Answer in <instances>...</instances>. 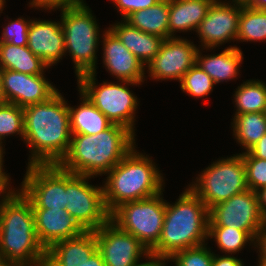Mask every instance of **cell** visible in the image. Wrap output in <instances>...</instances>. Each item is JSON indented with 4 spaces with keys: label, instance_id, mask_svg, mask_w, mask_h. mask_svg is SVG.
Listing matches in <instances>:
<instances>
[{
    "label": "cell",
    "instance_id": "6da1fadb",
    "mask_svg": "<svg viewBox=\"0 0 266 266\" xmlns=\"http://www.w3.org/2000/svg\"><path fill=\"white\" fill-rule=\"evenodd\" d=\"M24 110L23 143L29 148L28 165L59 164L71 142L68 100L58 90L47 101Z\"/></svg>",
    "mask_w": 266,
    "mask_h": 266
},
{
    "label": "cell",
    "instance_id": "7a4b0ae2",
    "mask_svg": "<svg viewBox=\"0 0 266 266\" xmlns=\"http://www.w3.org/2000/svg\"><path fill=\"white\" fill-rule=\"evenodd\" d=\"M135 137L117 124L94 135L72 134L69 150L58 165L77 175L103 176L137 146Z\"/></svg>",
    "mask_w": 266,
    "mask_h": 266
},
{
    "label": "cell",
    "instance_id": "3957f363",
    "mask_svg": "<svg viewBox=\"0 0 266 266\" xmlns=\"http://www.w3.org/2000/svg\"><path fill=\"white\" fill-rule=\"evenodd\" d=\"M175 203L167 202L159 241L150 255L170 258L175 252L208 243L209 209L185 186Z\"/></svg>",
    "mask_w": 266,
    "mask_h": 266
},
{
    "label": "cell",
    "instance_id": "277c9868",
    "mask_svg": "<svg viewBox=\"0 0 266 266\" xmlns=\"http://www.w3.org/2000/svg\"><path fill=\"white\" fill-rule=\"evenodd\" d=\"M136 148L105 174L102 187L110 214L126 202L147 199L165 191V177L155 160Z\"/></svg>",
    "mask_w": 266,
    "mask_h": 266
},
{
    "label": "cell",
    "instance_id": "5b68a950",
    "mask_svg": "<svg viewBox=\"0 0 266 266\" xmlns=\"http://www.w3.org/2000/svg\"><path fill=\"white\" fill-rule=\"evenodd\" d=\"M0 259L45 265L46 250L35 233L33 207L20 190L0 204Z\"/></svg>",
    "mask_w": 266,
    "mask_h": 266
},
{
    "label": "cell",
    "instance_id": "8992f818",
    "mask_svg": "<svg viewBox=\"0 0 266 266\" xmlns=\"http://www.w3.org/2000/svg\"><path fill=\"white\" fill-rule=\"evenodd\" d=\"M87 5L83 3L53 10L61 11L59 16L64 32L65 56L69 53L76 78L85 73L97 72L98 46L104 33L93 10Z\"/></svg>",
    "mask_w": 266,
    "mask_h": 266
},
{
    "label": "cell",
    "instance_id": "52a82bcc",
    "mask_svg": "<svg viewBox=\"0 0 266 266\" xmlns=\"http://www.w3.org/2000/svg\"><path fill=\"white\" fill-rule=\"evenodd\" d=\"M97 72H89L77 78V87L97 107L112 124L129 129L135 136L136 111L140 105L138 97L129 86H142L143 83L104 81L98 83ZM97 81V82H96ZM99 84V85H98ZM140 85V86H139Z\"/></svg>",
    "mask_w": 266,
    "mask_h": 266
},
{
    "label": "cell",
    "instance_id": "ba28073f",
    "mask_svg": "<svg viewBox=\"0 0 266 266\" xmlns=\"http://www.w3.org/2000/svg\"><path fill=\"white\" fill-rule=\"evenodd\" d=\"M196 176L188 186L208 209L248 190L241 153L218 158Z\"/></svg>",
    "mask_w": 266,
    "mask_h": 266
},
{
    "label": "cell",
    "instance_id": "9c48e42d",
    "mask_svg": "<svg viewBox=\"0 0 266 266\" xmlns=\"http://www.w3.org/2000/svg\"><path fill=\"white\" fill-rule=\"evenodd\" d=\"M163 196L161 192L147 199L126 202L110 214V220L150 250L159 241L163 227L166 209Z\"/></svg>",
    "mask_w": 266,
    "mask_h": 266
},
{
    "label": "cell",
    "instance_id": "30bf717a",
    "mask_svg": "<svg viewBox=\"0 0 266 266\" xmlns=\"http://www.w3.org/2000/svg\"><path fill=\"white\" fill-rule=\"evenodd\" d=\"M92 178L95 179L65 170V210L85 231L97 230L110 220V213L104 202L103 187L90 184Z\"/></svg>",
    "mask_w": 266,
    "mask_h": 266
},
{
    "label": "cell",
    "instance_id": "8fae6325",
    "mask_svg": "<svg viewBox=\"0 0 266 266\" xmlns=\"http://www.w3.org/2000/svg\"><path fill=\"white\" fill-rule=\"evenodd\" d=\"M19 190L33 209H64L67 206L65 170L58 164L28 165Z\"/></svg>",
    "mask_w": 266,
    "mask_h": 266
},
{
    "label": "cell",
    "instance_id": "7c38bea8",
    "mask_svg": "<svg viewBox=\"0 0 266 266\" xmlns=\"http://www.w3.org/2000/svg\"><path fill=\"white\" fill-rule=\"evenodd\" d=\"M266 225L256 192L248 189L209 209L208 226H227L247 231L254 239Z\"/></svg>",
    "mask_w": 266,
    "mask_h": 266
},
{
    "label": "cell",
    "instance_id": "4fadbf2b",
    "mask_svg": "<svg viewBox=\"0 0 266 266\" xmlns=\"http://www.w3.org/2000/svg\"><path fill=\"white\" fill-rule=\"evenodd\" d=\"M244 4L241 0H215L195 31L200 40L198 48H219L225 43H234Z\"/></svg>",
    "mask_w": 266,
    "mask_h": 266
},
{
    "label": "cell",
    "instance_id": "5bb4252c",
    "mask_svg": "<svg viewBox=\"0 0 266 266\" xmlns=\"http://www.w3.org/2000/svg\"><path fill=\"white\" fill-rule=\"evenodd\" d=\"M198 46L185 37L164 39L158 54L146 65L145 72L153 81L176 80L180 82L196 63Z\"/></svg>",
    "mask_w": 266,
    "mask_h": 266
},
{
    "label": "cell",
    "instance_id": "9a60e30c",
    "mask_svg": "<svg viewBox=\"0 0 266 266\" xmlns=\"http://www.w3.org/2000/svg\"><path fill=\"white\" fill-rule=\"evenodd\" d=\"M94 232L105 266H136L150 256L144 244L111 220Z\"/></svg>",
    "mask_w": 266,
    "mask_h": 266
},
{
    "label": "cell",
    "instance_id": "2e32d148",
    "mask_svg": "<svg viewBox=\"0 0 266 266\" xmlns=\"http://www.w3.org/2000/svg\"><path fill=\"white\" fill-rule=\"evenodd\" d=\"M45 76L46 74L28 75L13 70H2L5 101L22 108L47 101L59 89Z\"/></svg>",
    "mask_w": 266,
    "mask_h": 266
},
{
    "label": "cell",
    "instance_id": "e0dca14e",
    "mask_svg": "<svg viewBox=\"0 0 266 266\" xmlns=\"http://www.w3.org/2000/svg\"><path fill=\"white\" fill-rule=\"evenodd\" d=\"M101 44L102 63L105 70L119 81L144 83V64L132 54L108 28L104 29Z\"/></svg>",
    "mask_w": 266,
    "mask_h": 266
},
{
    "label": "cell",
    "instance_id": "ac0fdd59",
    "mask_svg": "<svg viewBox=\"0 0 266 266\" xmlns=\"http://www.w3.org/2000/svg\"><path fill=\"white\" fill-rule=\"evenodd\" d=\"M28 48L50 68L65 57L64 32L60 19H32L28 31Z\"/></svg>",
    "mask_w": 266,
    "mask_h": 266
},
{
    "label": "cell",
    "instance_id": "d6986e66",
    "mask_svg": "<svg viewBox=\"0 0 266 266\" xmlns=\"http://www.w3.org/2000/svg\"><path fill=\"white\" fill-rule=\"evenodd\" d=\"M33 211L35 233L45 250L58 241L74 238L85 231L64 209H33Z\"/></svg>",
    "mask_w": 266,
    "mask_h": 266
},
{
    "label": "cell",
    "instance_id": "ffe728a7",
    "mask_svg": "<svg viewBox=\"0 0 266 266\" xmlns=\"http://www.w3.org/2000/svg\"><path fill=\"white\" fill-rule=\"evenodd\" d=\"M203 50L211 52L215 51V48H199L196 54V63L213 79L215 85L231 80L233 82L241 76L240 69L244 54L236 44L229 45L222 52L216 54L205 55Z\"/></svg>",
    "mask_w": 266,
    "mask_h": 266
},
{
    "label": "cell",
    "instance_id": "44dd1931",
    "mask_svg": "<svg viewBox=\"0 0 266 266\" xmlns=\"http://www.w3.org/2000/svg\"><path fill=\"white\" fill-rule=\"evenodd\" d=\"M97 250L94 231H84L81 235L58 241L46 250L44 266H76Z\"/></svg>",
    "mask_w": 266,
    "mask_h": 266
},
{
    "label": "cell",
    "instance_id": "7402d4cb",
    "mask_svg": "<svg viewBox=\"0 0 266 266\" xmlns=\"http://www.w3.org/2000/svg\"><path fill=\"white\" fill-rule=\"evenodd\" d=\"M108 28L145 67L158 54L161 44L164 41L162 37L145 33L131 26L124 19L115 21Z\"/></svg>",
    "mask_w": 266,
    "mask_h": 266
},
{
    "label": "cell",
    "instance_id": "603a6c76",
    "mask_svg": "<svg viewBox=\"0 0 266 266\" xmlns=\"http://www.w3.org/2000/svg\"><path fill=\"white\" fill-rule=\"evenodd\" d=\"M215 0H175L169 2V38L182 37L176 33L194 32L207 16Z\"/></svg>",
    "mask_w": 266,
    "mask_h": 266
},
{
    "label": "cell",
    "instance_id": "cb8c5ba5",
    "mask_svg": "<svg viewBox=\"0 0 266 266\" xmlns=\"http://www.w3.org/2000/svg\"><path fill=\"white\" fill-rule=\"evenodd\" d=\"M77 90L79 105L68 104L71 134L94 135L106 130L112 123L81 90Z\"/></svg>",
    "mask_w": 266,
    "mask_h": 266
},
{
    "label": "cell",
    "instance_id": "d4e9b609",
    "mask_svg": "<svg viewBox=\"0 0 266 266\" xmlns=\"http://www.w3.org/2000/svg\"><path fill=\"white\" fill-rule=\"evenodd\" d=\"M0 68L28 75L45 74L50 69L43 60L33 54L28 46H16L0 42Z\"/></svg>",
    "mask_w": 266,
    "mask_h": 266
},
{
    "label": "cell",
    "instance_id": "484cf974",
    "mask_svg": "<svg viewBox=\"0 0 266 266\" xmlns=\"http://www.w3.org/2000/svg\"><path fill=\"white\" fill-rule=\"evenodd\" d=\"M231 120L232 136L240 149L243 148L242 152L248 151L266 134L265 112L234 114Z\"/></svg>",
    "mask_w": 266,
    "mask_h": 266
},
{
    "label": "cell",
    "instance_id": "4316f807",
    "mask_svg": "<svg viewBox=\"0 0 266 266\" xmlns=\"http://www.w3.org/2000/svg\"><path fill=\"white\" fill-rule=\"evenodd\" d=\"M124 20L145 33L169 38V2H158L150 8L131 13Z\"/></svg>",
    "mask_w": 266,
    "mask_h": 266
},
{
    "label": "cell",
    "instance_id": "83f0119b",
    "mask_svg": "<svg viewBox=\"0 0 266 266\" xmlns=\"http://www.w3.org/2000/svg\"><path fill=\"white\" fill-rule=\"evenodd\" d=\"M233 114L258 113L266 110V82L260 79L243 81L233 94Z\"/></svg>",
    "mask_w": 266,
    "mask_h": 266
},
{
    "label": "cell",
    "instance_id": "f1b7e54d",
    "mask_svg": "<svg viewBox=\"0 0 266 266\" xmlns=\"http://www.w3.org/2000/svg\"><path fill=\"white\" fill-rule=\"evenodd\" d=\"M208 241H214L224 255L239 254L248 245L255 247V239L247 232L227 226H208Z\"/></svg>",
    "mask_w": 266,
    "mask_h": 266
},
{
    "label": "cell",
    "instance_id": "f546056e",
    "mask_svg": "<svg viewBox=\"0 0 266 266\" xmlns=\"http://www.w3.org/2000/svg\"><path fill=\"white\" fill-rule=\"evenodd\" d=\"M266 42V10L251 8L244 4L239 18L236 42Z\"/></svg>",
    "mask_w": 266,
    "mask_h": 266
},
{
    "label": "cell",
    "instance_id": "4dcf8cb0",
    "mask_svg": "<svg viewBox=\"0 0 266 266\" xmlns=\"http://www.w3.org/2000/svg\"><path fill=\"white\" fill-rule=\"evenodd\" d=\"M24 139V110L13 103L0 104V146L5 147L8 136ZM7 137V138H6Z\"/></svg>",
    "mask_w": 266,
    "mask_h": 266
},
{
    "label": "cell",
    "instance_id": "1f68e13d",
    "mask_svg": "<svg viewBox=\"0 0 266 266\" xmlns=\"http://www.w3.org/2000/svg\"><path fill=\"white\" fill-rule=\"evenodd\" d=\"M180 89L188 96L203 99L213 92V79L195 63L181 78Z\"/></svg>",
    "mask_w": 266,
    "mask_h": 266
},
{
    "label": "cell",
    "instance_id": "d6a6232c",
    "mask_svg": "<svg viewBox=\"0 0 266 266\" xmlns=\"http://www.w3.org/2000/svg\"><path fill=\"white\" fill-rule=\"evenodd\" d=\"M169 259L176 266H212L213 251L206 243L177 251Z\"/></svg>",
    "mask_w": 266,
    "mask_h": 266
},
{
    "label": "cell",
    "instance_id": "836d02e7",
    "mask_svg": "<svg viewBox=\"0 0 266 266\" xmlns=\"http://www.w3.org/2000/svg\"><path fill=\"white\" fill-rule=\"evenodd\" d=\"M17 17L15 20L5 19L4 27L0 36V42L10 43L16 46L28 45V31L32 18ZM9 20V21H8Z\"/></svg>",
    "mask_w": 266,
    "mask_h": 266
},
{
    "label": "cell",
    "instance_id": "e575fe53",
    "mask_svg": "<svg viewBox=\"0 0 266 266\" xmlns=\"http://www.w3.org/2000/svg\"><path fill=\"white\" fill-rule=\"evenodd\" d=\"M241 154L245 164L248 189L256 192L266 187V160L254 158L248 151Z\"/></svg>",
    "mask_w": 266,
    "mask_h": 266
},
{
    "label": "cell",
    "instance_id": "d590c367",
    "mask_svg": "<svg viewBox=\"0 0 266 266\" xmlns=\"http://www.w3.org/2000/svg\"><path fill=\"white\" fill-rule=\"evenodd\" d=\"M111 2L114 7L116 6L114 9L120 13L121 19H125L131 13L156 5L159 0H111Z\"/></svg>",
    "mask_w": 266,
    "mask_h": 266
},
{
    "label": "cell",
    "instance_id": "8d00e7d4",
    "mask_svg": "<svg viewBox=\"0 0 266 266\" xmlns=\"http://www.w3.org/2000/svg\"><path fill=\"white\" fill-rule=\"evenodd\" d=\"M85 1L86 0H30L28 2V7H31L33 10L37 9L49 13L58 8L71 7L86 3Z\"/></svg>",
    "mask_w": 266,
    "mask_h": 266
},
{
    "label": "cell",
    "instance_id": "74e56055",
    "mask_svg": "<svg viewBox=\"0 0 266 266\" xmlns=\"http://www.w3.org/2000/svg\"><path fill=\"white\" fill-rule=\"evenodd\" d=\"M4 150H6L5 147L0 146V195H14L19 191V187L11 186V175L4 170V154L6 153Z\"/></svg>",
    "mask_w": 266,
    "mask_h": 266
},
{
    "label": "cell",
    "instance_id": "f35d334b",
    "mask_svg": "<svg viewBox=\"0 0 266 266\" xmlns=\"http://www.w3.org/2000/svg\"><path fill=\"white\" fill-rule=\"evenodd\" d=\"M254 250L258 253L257 264L266 266V225L262 228L255 239Z\"/></svg>",
    "mask_w": 266,
    "mask_h": 266
},
{
    "label": "cell",
    "instance_id": "ab89813d",
    "mask_svg": "<svg viewBox=\"0 0 266 266\" xmlns=\"http://www.w3.org/2000/svg\"><path fill=\"white\" fill-rule=\"evenodd\" d=\"M243 259L234 255H220L213 251L212 266H245Z\"/></svg>",
    "mask_w": 266,
    "mask_h": 266
},
{
    "label": "cell",
    "instance_id": "60d3db41",
    "mask_svg": "<svg viewBox=\"0 0 266 266\" xmlns=\"http://www.w3.org/2000/svg\"><path fill=\"white\" fill-rule=\"evenodd\" d=\"M248 152L254 158L266 160V134Z\"/></svg>",
    "mask_w": 266,
    "mask_h": 266
},
{
    "label": "cell",
    "instance_id": "b9f144b4",
    "mask_svg": "<svg viewBox=\"0 0 266 266\" xmlns=\"http://www.w3.org/2000/svg\"><path fill=\"white\" fill-rule=\"evenodd\" d=\"M76 266H105L102 255L96 250L88 260H84Z\"/></svg>",
    "mask_w": 266,
    "mask_h": 266
},
{
    "label": "cell",
    "instance_id": "7bdbcfd3",
    "mask_svg": "<svg viewBox=\"0 0 266 266\" xmlns=\"http://www.w3.org/2000/svg\"><path fill=\"white\" fill-rule=\"evenodd\" d=\"M256 194L261 215L266 221V187L260 188L258 191H256Z\"/></svg>",
    "mask_w": 266,
    "mask_h": 266
},
{
    "label": "cell",
    "instance_id": "ee69618b",
    "mask_svg": "<svg viewBox=\"0 0 266 266\" xmlns=\"http://www.w3.org/2000/svg\"><path fill=\"white\" fill-rule=\"evenodd\" d=\"M244 3L251 8L266 10V0H244Z\"/></svg>",
    "mask_w": 266,
    "mask_h": 266
},
{
    "label": "cell",
    "instance_id": "f6af8a7d",
    "mask_svg": "<svg viewBox=\"0 0 266 266\" xmlns=\"http://www.w3.org/2000/svg\"><path fill=\"white\" fill-rule=\"evenodd\" d=\"M136 266H156V256L150 255L145 259V261L139 263Z\"/></svg>",
    "mask_w": 266,
    "mask_h": 266
},
{
    "label": "cell",
    "instance_id": "bcb514c9",
    "mask_svg": "<svg viewBox=\"0 0 266 266\" xmlns=\"http://www.w3.org/2000/svg\"><path fill=\"white\" fill-rule=\"evenodd\" d=\"M0 266H28L24 263H19V262H11V261H5L0 259Z\"/></svg>",
    "mask_w": 266,
    "mask_h": 266
},
{
    "label": "cell",
    "instance_id": "7dc6e473",
    "mask_svg": "<svg viewBox=\"0 0 266 266\" xmlns=\"http://www.w3.org/2000/svg\"><path fill=\"white\" fill-rule=\"evenodd\" d=\"M170 259L169 258H160L156 257V266H169ZM173 266H176L175 264Z\"/></svg>",
    "mask_w": 266,
    "mask_h": 266
},
{
    "label": "cell",
    "instance_id": "c3c4849f",
    "mask_svg": "<svg viewBox=\"0 0 266 266\" xmlns=\"http://www.w3.org/2000/svg\"><path fill=\"white\" fill-rule=\"evenodd\" d=\"M3 87H2V69L0 68V104L5 103Z\"/></svg>",
    "mask_w": 266,
    "mask_h": 266
},
{
    "label": "cell",
    "instance_id": "681fc988",
    "mask_svg": "<svg viewBox=\"0 0 266 266\" xmlns=\"http://www.w3.org/2000/svg\"><path fill=\"white\" fill-rule=\"evenodd\" d=\"M6 6V0H0V16Z\"/></svg>",
    "mask_w": 266,
    "mask_h": 266
},
{
    "label": "cell",
    "instance_id": "f907efd6",
    "mask_svg": "<svg viewBox=\"0 0 266 266\" xmlns=\"http://www.w3.org/2000/svg\"><path fill=\"white\" fill-rule=\"evenodd\" d=\"M10 196H12V195H0V204H1V202H2L4 199H6V198H8V197H10Z\"/></svg>",
    "mask_w": 266,
    "mask_h": 266
},
{
    "label": "cell",
    "instance_id": "816d5d0a",
    "mask_svg": "<svg viewBox=\"0 0 266 266\" xmlns=\"http://www.w3.org/2000/svg\"><path fill=\"white\" fill-rule=\"evenodd\" d=\"M175 0H159V2H173Z\"/></svg>",
    "mask_w": 266,
    "mask_h": 266
}]
</instances>
